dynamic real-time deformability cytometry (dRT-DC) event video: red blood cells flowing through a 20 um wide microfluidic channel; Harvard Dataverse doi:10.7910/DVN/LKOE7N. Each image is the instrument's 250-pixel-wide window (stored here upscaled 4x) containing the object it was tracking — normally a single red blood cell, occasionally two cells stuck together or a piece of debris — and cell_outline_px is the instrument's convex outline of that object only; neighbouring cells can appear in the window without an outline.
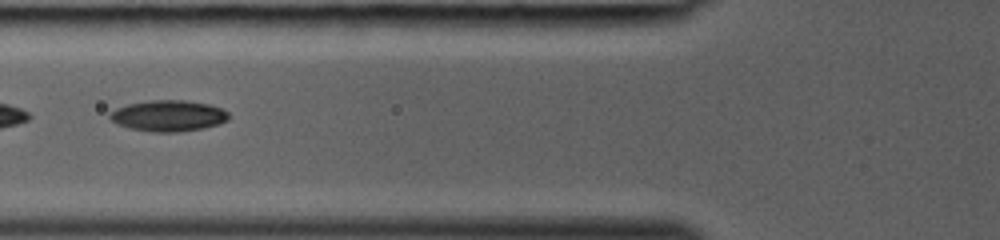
{"species": "common noctule bat (a hibernating species)", "species_latin": "Nyctalus noctula", "temperature_condition": "room temperature", "stored_images_in_passage": 27, "camera_frame_rate_fps": 3000, "um_per_image_px": 0.085, "animal": {"sex": "female", "body_mass_g": 19.0, "forearm_length_mm": 53.3}, "frame": {"image": 1, "passage_image": 5, "time_ms": 1.333, "image_size_px": [1000, 240], "cell_outline_px": [[228, 120], [220, 124], [204, 128], [176, 132], [152, 132], [128, 128], [116, 124], [108, 116], [108, 112], [116, 108], [128, 104], [152, 100], [184, 100], [208, 104], [220, 108], [228, 112]], "centroid_in_image_um": [14.28, 9.85], "position_along_channel_um": 111.5, "area_um2": 21.62}}
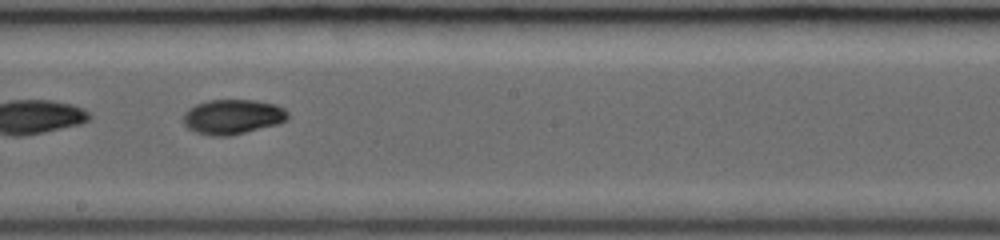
{"frame": {"image": 2, "passage_image": 12, "time_ms": 3.667, "image_size_px": [1000, 240], "cell_outline_px": [[288, 120], [276, 124], [228, 136], [212, 136], [196, 132], [188, 128], [184, 124], [184, 112], [188, 108], [196, 104], [208, 100], [256, 100], [276, 104], [284, 108], [288, 112]], "centroid_in_image_um": [19.77, 9.91], "position_along_channel_um": 228.4, "area_um2": 21.15}}